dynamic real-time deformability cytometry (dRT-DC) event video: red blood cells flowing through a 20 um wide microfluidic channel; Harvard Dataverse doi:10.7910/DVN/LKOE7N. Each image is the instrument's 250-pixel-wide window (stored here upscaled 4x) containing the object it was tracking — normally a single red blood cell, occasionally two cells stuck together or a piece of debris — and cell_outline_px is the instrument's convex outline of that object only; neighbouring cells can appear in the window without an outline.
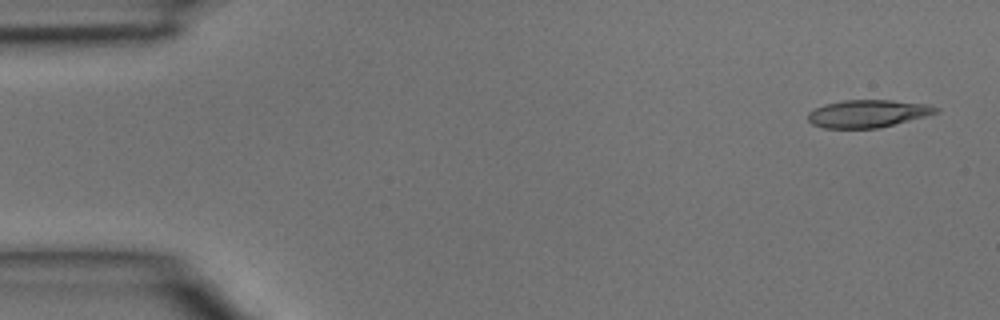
{"species": "common noctule bat (a hibernating species)", "species_latin": "Nyctalus noctula", "temperature_condition": "room temperature", "stored_images_in_passage": 4, "camera_frame_rate_fps": 3000, "um_per_image_px": 0.085, "animal": {"sex": "male", "body_mass_g": 15.6}, "frame": {"image": 1, "passage_image": 1, "time_ms": 0.0, "image_size_px": [1000, 320], "cell_outline_px": [[940, 112], [880, 128], [824, 128], [812, 124], [808, 120], [808, 112], [824, 104], [844, 100], [892, 100], [928, 104], [940, 108]], "centroid_in_image_um": [73.78, 9.65], "position_along_channel_um": 11.2, "area_um2": 20.63}}
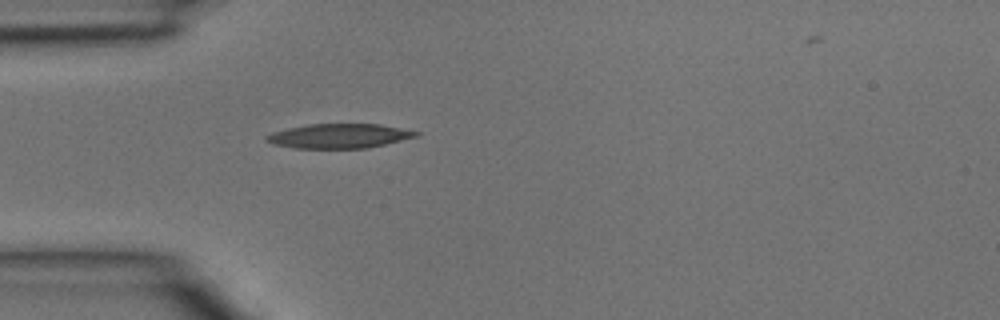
{"frame": {"image": 2, "passage_image": 4, "time_ms": 1.0, "image_size_px": [1000, 320], "cell_outline_px": [[420, 132], [416, 136], [368, 148], [296, 148], [272, 144], [264, 140], [264, 136], [272, 132], [288, 128], [308, 124], [380, 124]], "centroid_in_image_um": [28.75, 11.55], "position_along_channel_um": 56.2, "area_um2": 21.15}}